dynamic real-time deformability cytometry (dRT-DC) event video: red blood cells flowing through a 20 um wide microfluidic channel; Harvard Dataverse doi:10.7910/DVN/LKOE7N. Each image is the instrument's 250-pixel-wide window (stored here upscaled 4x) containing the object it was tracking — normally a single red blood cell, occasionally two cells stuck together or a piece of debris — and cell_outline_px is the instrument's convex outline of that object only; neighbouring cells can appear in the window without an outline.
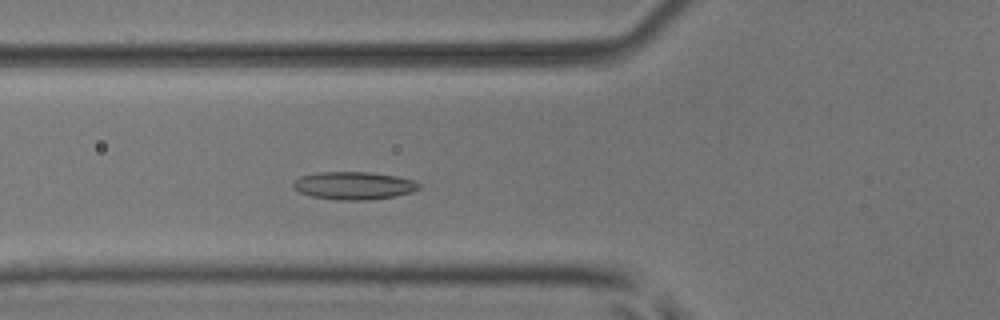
{"species": "common noctule bat (a hibernating species)", "species_latin": "Nyctalus noctula", "temperature_condition": "room temperature", "stored_images_in_passage": 46, "segment_of_instrument_passage": [1, 2], "camera_frame_rate_fps": 3000, "um_per_image_px": 0.085, "animal": {"sex": "male", "body_mass_g": 17.9, "forearm_length_mm": 54.2}, "frame": {"image": 1, "passage_image": 12, "time_ms": 3.667, "image_size_px": [1000, 320], "cell_outline_px": [[424, 184], [420, 188], [412, 192], [396, 196], [368, 200], [336, 200], [312, 196], [300, 192], [292, 188], [292, 184], [300, 176], [316, 172], [368, 172], [396, 176], [416, 180]], "centroid_in_image_um": [30.12, 15.77], "position_along_channel_um": 95.7, "area_um2": 20.63}}
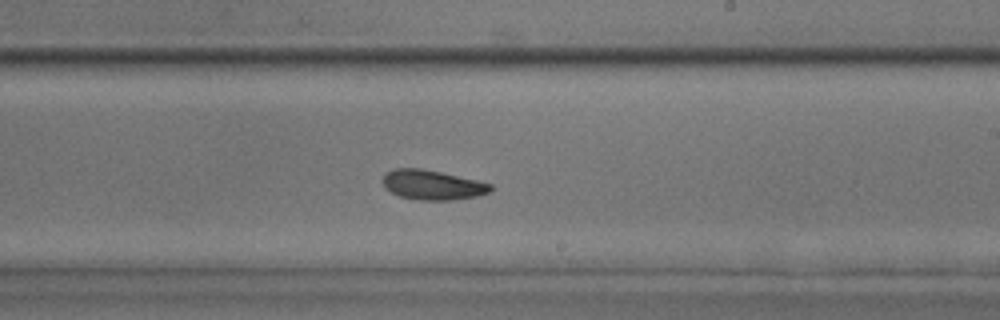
{"frame": {"image": 2, "passage_image": 24, "time_ms": 7.667, "image_size_px": [1000, 320], "cell_outline_px": [[496, 188], [492, 192], [476, 196], [452, 200], [420, 200], [400, 196], [384, 188], [380, 180], [384, 172], [392, 168], [420, 168], [440, 172], [476, 180], [492, 184]], "centroid_in_image_um": [36.73, 15.71], "position_along_channel_um": 252.3, "area_um2": 18.96}}
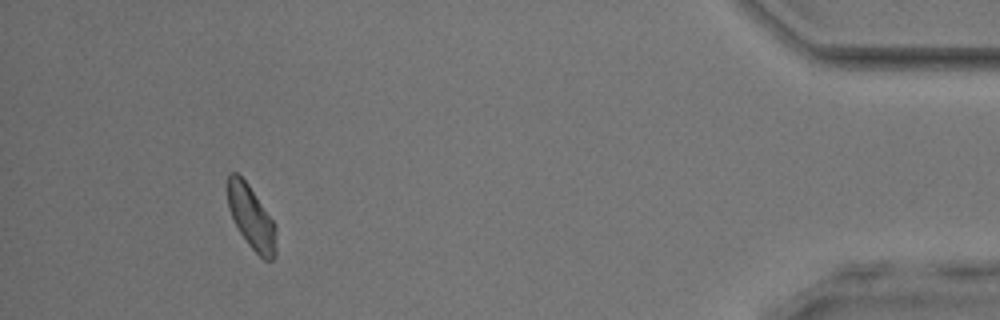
{"frame": {"image": 3, "passage_image": 41, "time_ms": 13.333, "image_size_px": [1000, 320], "cell_outline_px": [[276, 256], [272, 260], [264, 260], [248, 244], [240, 232], [228, 208], [228, 172], [236, 172], [248, 184], [276, 224]], "centroid_in_image_um": [21.39, 18.49], "position_along_channel_um": 413.8, "area_um2": 17.8}}